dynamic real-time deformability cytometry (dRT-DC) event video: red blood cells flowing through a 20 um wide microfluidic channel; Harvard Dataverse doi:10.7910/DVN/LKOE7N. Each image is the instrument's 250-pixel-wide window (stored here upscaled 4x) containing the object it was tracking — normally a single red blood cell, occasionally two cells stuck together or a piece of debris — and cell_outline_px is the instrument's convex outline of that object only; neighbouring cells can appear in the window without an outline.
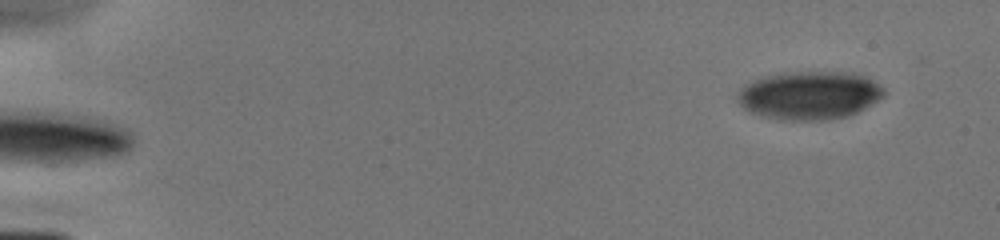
{"species": "human", "species_latin": "Homo sapiens", "temperature_condition": "cold", "stored_images_in_passage": 4, "segment_of_instrument_passage": [2, 2], "camera_frame_rate_fps": 3000, "um_per_image_px": 0.085, "donor": {"sex": "male"}, "frame": {"image": 1, "passage_image": 4, "time_ms": 2.667, "image_size_px": [1000, 240], "cell_outline_px": [[884, 96], [864, 108], [848, 116], [828, 120], [780, 120], [760, 116], [748, 112], [736, 100], [736, 92], [744, 84], [768, 76], [784, 72], [844, 72], [864, 76], [872, 80], [884, 88]], "centroid_in_image_um": [68.75, 8.12], "position_along_channel_um": 16.3, "area_um2": 41.27}}